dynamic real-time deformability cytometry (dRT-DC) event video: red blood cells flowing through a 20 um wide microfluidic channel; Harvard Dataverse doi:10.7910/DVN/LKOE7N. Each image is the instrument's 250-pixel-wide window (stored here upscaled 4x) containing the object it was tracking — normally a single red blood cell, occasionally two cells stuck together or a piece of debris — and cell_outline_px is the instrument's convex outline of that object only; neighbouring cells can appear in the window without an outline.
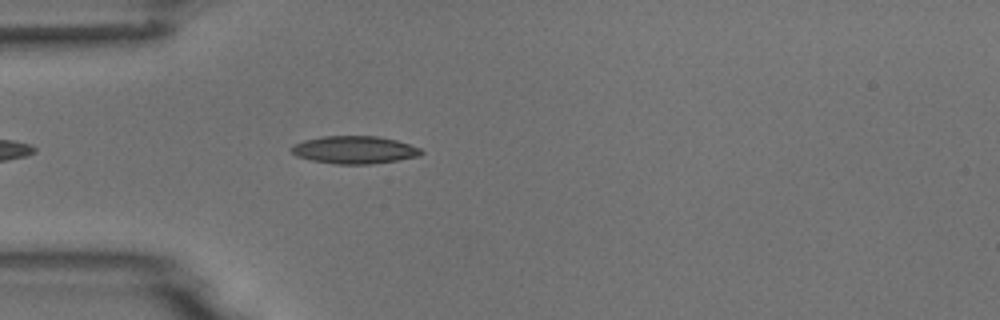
{"species": "common noctule bat (a hibernating species)", "species_latin": "Nyctalus noctula", "temperature_condition": "room temperature", "stored_images_in_passage": 5, "camera_frame_rate_fps": 3000, "um_per_image_px": 0.085, "animal": {"sex": "male", "body_mass_g": 18.8}, "frame": {"image": 1, "passage_image": 5, "time_ms": 4.333, "image_size_px": [1000, 320], "cell_outline_px": [[424, 152], [420, 156], [372, 164], [336, 164], [312, 160], [296, 156], [288, 148], [292, 144], [304, 140], [324, 136], [380, 136], [396, 140], [420, 148]], "centroid_in_image_um": [30.1, 12.73], "position_along_channel_um": 54.9, "area_um2": 20.98}}